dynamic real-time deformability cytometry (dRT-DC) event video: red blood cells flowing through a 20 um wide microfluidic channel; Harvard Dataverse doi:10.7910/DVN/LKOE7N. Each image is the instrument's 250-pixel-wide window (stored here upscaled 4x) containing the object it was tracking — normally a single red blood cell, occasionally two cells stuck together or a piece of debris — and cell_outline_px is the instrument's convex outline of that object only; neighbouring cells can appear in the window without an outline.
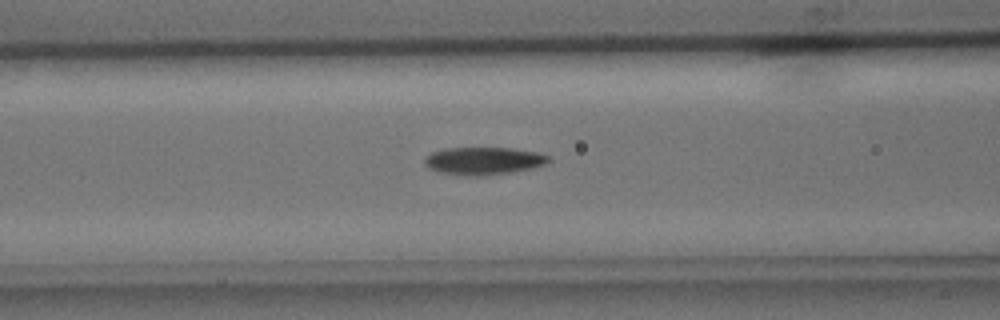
{"species": "common noctule bat (a hibernating species)", "species_latin": "Nyctalus noctula", "temperature_condition": "cold", "stored_images_in_passage": 30, "camera_frame_rate_fps": 3000, "um_per_image_px": 0.085, "animal": {"sex": "male", "body_mass_g": 15.6}, "frame": {"image": 1, "passage_image": 5, "time_ms": 1.333, "image_size_px": [1000, 320], "cell_outline_px": [[552, 160], [544, 164], [532, 168], [512, 172], [484, 176], [464, 176], [436, 172], [428, 168], [424, 164], [424, 160], [432, 152], [444, 148], [512, 148], [536, 152], [552, 156]], "centroid_in_image_um": [41.1, 13.68], "position_along_channel_um": 125.5, "area_um2": 20.23}}
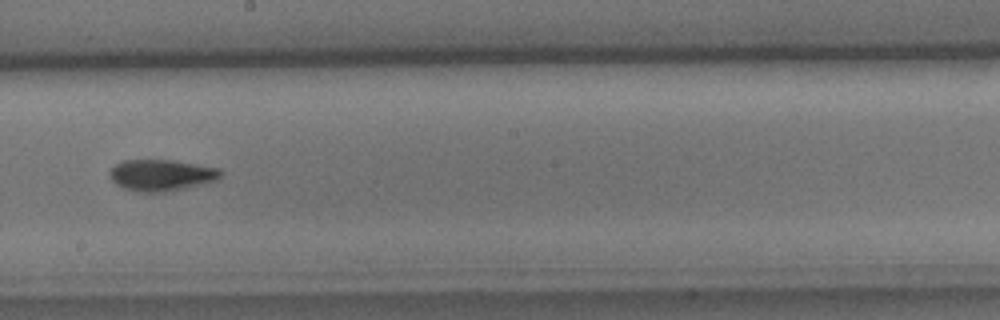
{"frame": {"image": 2, "passage_image": 13, "time_ms": 4.0, "image_size_px": [1000, 320], "cell_outline_px": [[224, 172], [216, 180], [204, 184], [164, 192], [140, 192], [124, 188], [116, 184], [108, 176], [108, 172], [120, 160], [172, 160], [220, 168]], "centroid_in_image_um": [13.71, 14.88], "position_along_channel_um": 234.5, "area_um2": 20.4}}
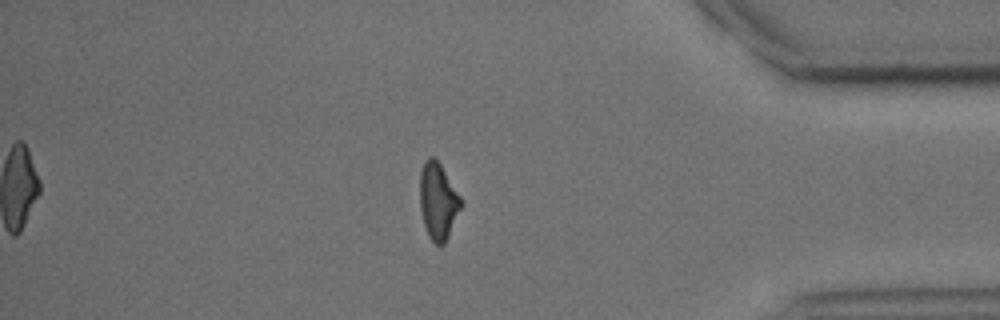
{"frame": {"image": 3, "passage_image": 27, "time_ms": 8.667, "image_size_px": [1000, 320], "cell_outline_px": [[464, 204], [444, 244], [436, 244], [428, 236], [424, 224], [420, 208], [420, 172], [428, 156], [432, 156], [440, 164], [460, 196]], "centroid_in_image_um": [37.24, 17.11], "position_along_channel_um": 398.0, "area_um2": 18.21}}